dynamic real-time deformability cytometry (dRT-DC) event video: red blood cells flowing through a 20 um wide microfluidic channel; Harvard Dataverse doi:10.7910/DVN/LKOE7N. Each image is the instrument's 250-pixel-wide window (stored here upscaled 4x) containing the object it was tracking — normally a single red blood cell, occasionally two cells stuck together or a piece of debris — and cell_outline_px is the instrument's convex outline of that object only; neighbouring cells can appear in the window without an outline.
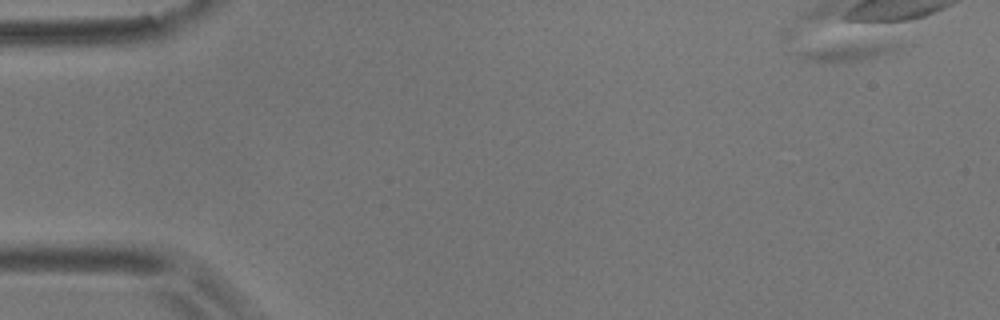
{"species": "common noctule bat (a hibernating species)", "species_latin": "Nyctalus noctula", "temperature_condition": "room temperature", "stored_images_in_passage": 6, "camera_frame_rate_fps": 3000, "um_per_image_px": 0.085, "animal": {"sex": "male", "body_mass_g": 17.9}, "frame": {"image": 1, "passage_image": 2, "time_ms": 0.333, "image_size_px": [1000, 320], "cell_outline_px": [[900, 44], [896, 52], [860, 60], [812, 60], [796, 56], [788, 52], [780, 40], [780, 28], [792, 24]], "centroid_in_image_um": [70.69, 3.79], "position_along_channel_um": 14.3, "area_um2": 20.46}}